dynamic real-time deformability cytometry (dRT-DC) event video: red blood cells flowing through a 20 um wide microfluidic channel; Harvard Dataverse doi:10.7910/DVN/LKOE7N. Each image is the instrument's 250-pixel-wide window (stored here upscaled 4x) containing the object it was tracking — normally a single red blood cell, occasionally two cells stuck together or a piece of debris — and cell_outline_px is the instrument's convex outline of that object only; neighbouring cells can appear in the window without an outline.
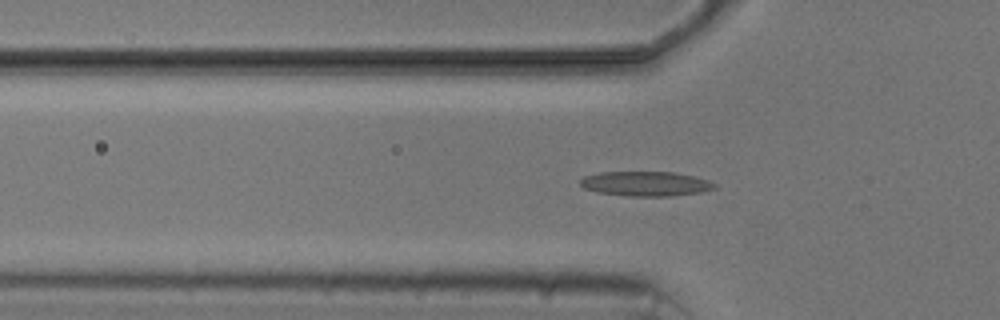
{"species": "common noctule bat (a hibernating species)", "species_latin": "Nyctalus noctula", "temperature_condition": "cold", "stored_images_in_passage": 4, "camera_frame_rate_fps": 3000, "um_per_image_px": 0.085, "animal": {"sex": "male", "body_mass_g": 20.5, "forearm_length_mm": 52.5}, "frame": {"image": 1, "passage_image": 4, "time_ms": 3.333, "image_size_px": [1000, 320], "cell_outline_px": [[716, 188], [700, 192], [672, 196], [628, 196], [596, 192], [584, 188], [580, 184], [580, 180], [584, 176], [600, 172], [676, 172], [708, 180], [716, 184]], "centroid_in_image_um": [54.87, 15.62], "position_along_channel_um": 70.9, "area_um2": 19.31}}